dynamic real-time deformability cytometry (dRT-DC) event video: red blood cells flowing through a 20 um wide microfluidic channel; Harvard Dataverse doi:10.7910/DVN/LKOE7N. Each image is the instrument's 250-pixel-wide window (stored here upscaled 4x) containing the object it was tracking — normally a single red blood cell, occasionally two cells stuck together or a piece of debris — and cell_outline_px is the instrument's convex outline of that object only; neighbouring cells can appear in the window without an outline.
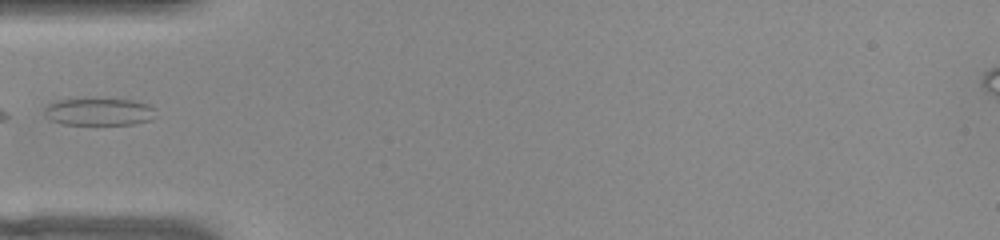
{"species": "common noctule bat (a hibernating species)", "species_latin": "Nyctalus noctula", "temperature_condition": "warm", "stored_images_in_passage": 5, "camera_frame_rate_fps": 3000, "um_per_image_px": 0.085, "animal": {"sex": "female", "body_mass_g": 22.0, "forearm_length_mm": 56.7}, "frame": {"image": 1, "passage_image": 1, "time_ms": 0.0, "image_size_px": [1000, 240], "cell_outline_px": [[156, 108], [152, 120], [132, 124], [64, 124], [52, 120], [44, 116], [44, 108], [48, 104], [60, 100], [76, 96], [92, 96], [132, 100], [148, 104]], "centroid_in_image_um": [8.39, 9.44], "position_along_channel_um": 76.6, "area_um2": 18.67}}